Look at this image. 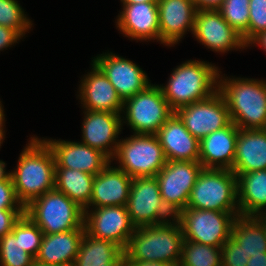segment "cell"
I'll list each match as a JSON object with an SVG mask.
<instances>
[{
	"label": "cell",
	"mask_w": 266,
	"mask_h": 266,
	"mask_svg": "<svg viewBox=\"0 0 266 266\" xmlns=\"http://www.w3.org/2000/svg\"><path fill=\"white\" fill-rule=\"evenodd\" d=\"M246 266H266V253L250 257Z\"/></svg>",
	"instance_id": "43"
},
{
	"label": "cell",
	"mask_w": 266,
	"mask_h": 266,
	"mask_svg": "<svg viewBox=\"0 0 266 266\" xmlns=\"http://www.w3.org/2000/svg\"><path fill=\"white\" fill-rule=\"evenodd\" d=\"M93 58L92 61L102 70L123 102L152 84L138 64L116 53L103 52Z\"/></svg>",
	"instance_id": "15"
},
{
	"label": "cell",
	"mask_w": 266,
	"mask_h": 266,
	"mask_svg": "<svg viewBox=\"0 0 266 266\" xmlns=\"http://www.w3.org/2000/svg\"><path fill=\"white\" fill-rule=\"evenodd\" d=\"M35 258L20 244V219L11 233L0 238V266H34Z\"/></svg>",
	"instance_id": "30"
},
{
	"label": "cell",
	"mask_w": 266,
	"mask_h": 266,
	"mask_svg": "<svg viewBox=\"0 0 266 266\" xmlns=\"http://www.w3.org/2000/svg\"><path fill=\"white\" fill-rule=\"evenodd\" d=\"M95 175L66 167H55V189L84 210L89 206Z\"/></svg>",
	"instance_id": "29"
},
{
	"label": "cell",
	"mask_w": 266,
	"mask_h": 266,
	"mask_svg": "<svg viewBox=\"0 0 266 266\" xmlns=\"http://www.w3.org/2000/svg\"><path fill=\"white\" fill-rule=\"evenodd\" d=\"M175 113L199 141L231 123L225 100L218 91L205 100L178 108Z\"/></svg>",
	"instance_id": "12"
},
{
	"label": "cell",
	"mask_w": 266,
	"mask_h": 266,
	"mask_svg": "<svg viewBox=\"0 0 266 266\" xmlns=\"http://www.w3.org/2000/svg\"><path fill=\"white\" fill-rule=\"evenodd\" d=\"M224 0H193L197 10L217 9Z\"/></svg>",
	"instance_id": "41"
},
{
	"label": "cell",
	"mask_w": 266,
	"mask_h": 266,
	"mask_svg": "<svg viewBox=\"0 0 266 266\" xmlns=\"http://www.w3.org/2000/svg\"><path fill=\"white\" fill-rule=\"evenodd\" d=\"M240 213L185 208L175 218L182 228L184 240L222 248L231 237V228Z\"/></svg>",
	"instance_id": "9"
},
{
	"label": "cell",
	"mask_w": 266,
	"mask_h": 266,
	"mask_svg": "<svg viewBox=\"0 0 266 266\" xmlns=\"http://www.w3.org/2000/svg\"><path fill=\"white\" fill-rule=\"evenodd\" d=\"M116 18V28L124 37L136 42H160L159 11L157 2L122 4Z\"/></svg>",
	"instance_id": "17"
},
{
	"label": "cell",
	"mask_w": 266,
	"mask_h": 266,
	"mask_svg": "<svg viewBox=\"0 0 266 266\" xmlns=\"http://www.w3.org/2000/svg\"><path fill=\"white\" fill-rule=\"evenodd\" d=\"M220 69L211 62L187 60L171 71L166 85L160 84L169 106L178 108L205 100L218 90Z\"/></svg>",
	"instance_id": "4"
},
{
	"label": "cell",
	"mask_w": 266,
	"mask_h": 266,
	"mask_svg": "<svg viewBox=\"0 0 266 266\" xmlns=\"http://www.w3.org/2000/svg\"><path fill=\"white\" fill-rule=\"evenodd\" d=\"M84 227L85 232L90 236L112 241L123 250L135 231L126 205L86 208Z\"/></svg>",
	"instance_id": "13"
},
{
	"label": "cell",
	"mask_w": 266,
	"mask_h": 266,
	"mask_svg": "<svg viewBox=\"0 0 266 266\" xmlns=\"http://www.w3.org/2000/svg\"><path fill=\"white\" fill-rule=\"evenodd\" d=\"M202 169L199 161H167L155 176L163 202L175 217L187 208L192 188Z\"/></svg>",
	"instance_id": "11"
},
{
	"label": "cell",
	"mask_w": 266,
	"mask_h": 266,
	"mask_svg": "<svg viewBox=\"0 0 266 266\" xmlns=\"http://www.w3.org/2000/svg\"><path fill=\"white\" fill-rule=\"evenodd\" d=\"M34 266H58V265H50V264L34 263Z\"/></svg>",
	"instance_id": "48"
},
{
	"label": "cell",
	"mask_w": 266,
	"mask_h": 266,
	"mask_svg": "<svg viewBox=\"0 0 266 266\" xmlns=\"http://www.w3.org/2000/svg\"><path fill=\"white\" fill-rule=\"evenodd\" d=\"M91 70L81 77L77 99L87 111L122 113L123 100L102 70L91 61Z\"/></svg>",
	"instance_id": "18"
},
{
	"label": "cell",
	"mask_w": 266,
	"mask_h": 266,
	"mask_svg": "<svg viewBox=\"0 0 266 266\" xmlns=\"http://www.w3.org/2000/svg\"><path fill=\"white\" fill-rule=\"evenodd\" d=\"M167 161H199L200 141L174 112L157 132Z\"/></svg>",
	"instance_id": "21"
},
{
	"label": "cell",
	"mask_w": 266,
	"mask_h": 266,
	"mask_svg": "<svg viewBox=\"0 0 266 266\" xmlns=\"http://www.w3.org/2000/svg\"><path fill=\"white\" fill-rule=\"evenodd\" d=\"M2 101L0 100V132H5V114H4V106L1 103Z\"/></svg>",
	"instance_id": "45"
},
{
	"label": "cell",
	"mask_w": 266,
	"mask_h": 266,
	"mask_svg": "<svg viewBox=\"0 0 266 266\" xmlns=\"http://www.w3.org/2000/svg\"><path fill=\"white\" fill-rule=\"evenodd\" d=\"M158 0H120L122 4H135L142 2H157Z\"/></svg>",
	"instance_id": "46"
},
{
	"label": "cell",
	"mask_w": 266,
	"mask_h": 266,
	"mask_svg": "<svg viewBox=\"0 0 266 266\" xmlns=\"http://www.w3.org/2000/svg\"><path fill=\"white\" fill-rule=\"evenodd\" d=\"M5 134L6 132H0V148L3 145V141L5 140V136H6Z\"/></svg>",
	"instance_id": "47"
},
{
	"label": "cell",
	"mask_w": 266,
	"mask_h": 266,
	"mask_svg": "<svg viewBox=\"0 0 266 266\" xmlns=\"http://www.w3.org/2000/svg\"><path fill=\"white\" fill-rule=\"evenodd\" d=\"M123 256V249L114 242L84 232L73 266H121Z\"/></svg>",
	"instance_id": "27"
},
{
	"label": "cell",
	"mask_w": 266,
	"mask_h": 266,
	"mask_svg": "<svg viewBox=\"0 0 266 266\" xmlns=\"http://www.w3.org/2000/svg\"><path fill=\"white\" fill-rule=\"evenodd\" d=\"M121 266H174V265L158 261H129L123 256L121 261Z\"/></svg>",
	"instance_id": "40"
},
{
	"label": "cell",
	"mask_w": 266,
	"mask_h": 266,
	"mask_svg": "<svg viewBox=\"0 0 266 266\" xmlns=\"http://www.w3.org/2000/svg\"><path fill=\"white\" fill-rule=\"evenodd\" d=\"M55 167L50 147L41 137L31 136L18 157L16 168L12 170L13 186L24 207L54 189Z\"/></svg>",
	"instance_id": "1"
},
{
	"label": "cell",
	"mask_w": 266,
	"mask_h": 266,
	"mask_svg": "<svg viewBox=\"0 0 266 266\" xmlns=\"http://www.w3.org/2000/svg\"><path fill=\"white\" fill-rule=\"evenodd\" d=\"M231 238L249 257L266 253L264 215L236 217L231 228Z\"/></svg>",
	"instance_id": "28"
},
{
	"label": "cell",
	"mask_w": 266,
	"mask_h": 266,
	"mask_svg": "<svg viewBox=\"0 0 266 266\" xmlns=\"http://www.w3.org/2000/svg\"><path fill=\"white\" fill-rule=\"evenodd\" d=\"M42 139L52 150L56 167H66L97 175L111 161L101 151L87 146L80 141L73 142L44 137Z\"/></svg>",
	"instance_id": "19"
},
{
	"label": "cell",
	"mask_w": 266,
	"mask_h": 266,
	"mask_svg": "<svg viewBox=\"0 0 266 266\" xmlns=\"http://www.w3.org/2000/svg\"><path fill=\"white\" fill-rule=\"evenodd\" d=\"M112 161L132 178L155 177L167 162L156 134H133L120 139Z\"/></svg>",
	"instance_id": "7"
},
{
	"label": "cell",
	"mask_w": 266,
	"mask_h": 266,
	"mask_svg": "<svg viewBox=\"0 0 266 266\" xmlns=\"http://www.w3.org/2000/svg\"><path fill=\"white\" fill-rule=\"evenodd\" d=\"M25 209L18 200L12 181H0V210Z\"/></svg>",
	"instance_id": "37"
},
{
	"label": "cell",
	"mask_w": 266,
	"mask_h": 266,
	"mask_svg": "<svg viewBox=\"0 0 266 266\" xmlns=\"http://www.w3.org/2000/svg\"><path fill=\"white\" fill-rule=\"evenodd\" d=\"M183 232L179 221L135 227L124 257L129 261H158L179 266L182 256Z\"/></svg>",
	"instance_id": "3"
},
{
	"label": "cell",
	"mask_w": 266,
	"mask_h": 266,
	"mask_svg": "<svg viewBox=\"0 0 266 266\" xmlns=\"http://www.w3.org/2000/svg\"><path fill=\"white\" fill-rule=\"evenodd\" d=\"M237 178V200L240 216L266 214V169L234 173Z\"/></svg>",
	"instance_id": "26"
},
{
	"label": "cell",
	"mask_w": 266,
	"mask_h": 266,
	"mask_svg": "<svg viewBox=\"0 0 266 266\" xmlns=\"http://www.w3.org/2000/svg\"><path fill=\"white\" fill-rule=\"evenodd\" d=\"M18 0H0V25L15 30L22 38L32 29L33 21Z\"/></svg>",
	"instance_id": "33"
},
{
	"label": "cell",
	"mask_w": 266,
	"mask_h": 266,
	"mask_svg": "<svg viewBox=\"0 0 266 266\" xmlns=\"http://www.w3.org/2000/svg\"><path fill=\"white\" fill-rule=\"evenodd\" d=\"M264 228H265V235H266V214H264Z\"/></svg>",
	"instance_id": "49"
},
{
	"label": "cell",
	"mask_w": 266,
	"mask_h": 266,
	"mask_svg": "<svg viewBox=\"0 0 266 266\" xmlns=\"http://www.w3.org/2000/svg\"><path fill=\"white\" fill-rule=\"evenodd\" d=\"M85 229L44 234L35 263L73 266Z\"/></svg>",
	"instance_id": "24"
},
{
	"label": "cell",
	"mask_w": 266,
	"mask_h": 266,
	"mask_svg": "<svg viewBox=\"0 0 266 266\" xmlns=\"http://www.w3.org/2000/svg\"><path fill=\"white\" fill-rule=\"evenodd\" d=\"M192 35L215 53L247 49L242 36L221 16L217 9L197 10Z\"/></svg>",
	"instance_id": "14"
},
{
	"label": "cell",
	"mask_w": 266,
	"mask_h": 266,
	"mask_svg": "<svg viewBox=\"0 0 266 266\" xmlns=\"http://www.w3.org/2000/svg\"><path fill=\"white\" fill-rule=\"evenodd\" d=\"M249 1L224 0L217 8L229 25L242 36L246 45L248 44Z\"/></svg>",
	"instance_id": "32"
},
{
	"label": "cell",
	"mask_w": 266,
	"mask_h": 266,
	"mask_svg": "<svg viewBox=\"0 0 266 266\" xmlns=\"http://www.w3.org/2000/svg\"><path fill=\"white\" fill-rule=\"evenodd\" d=\"M187 208L240 213L234 172L228 169L203 168L192 188Z\"/></svg>",
	"instance_id": "6"
},
{
	"label": "cell",
	"mask_w": 266,
	"mask_h": 266,
	"mask_svg": "<svg viewBox=\"0 0 266 266\" xmlns=\"http://www.w3.org/2000/svg\"><path fill=\"white\" fill-rule=\"evenodd\" d=\"M22 37L13 29L0 25V51L19 43Z\"/></svg>",
	"instance_id": "39"
},
{
	"label": "cell",
	"mask_w": 266,
	"mask_h": 266,
	"mask_svg": "<svg viewBox=\"0 0 266 266\" xmlns=\"http://www.w3.org/2000/svg\"><path fill=\"white\" fill-rule=\"evenodd\" d=\"M25 213V209L0 210V238L12 232L15 223Z\"/></svg>",
	"instance_id": "38"
},
{
	"label": "cell",
	"mask_w": 266,
	"mask_h": 266,
	"mask_svg": "<svg viewBox=\"0 0 266 266\" xmlns=\"http://www.w3.org/2000/svg\"><path fill=\"white\" fill-rule=\"evenodd\" d=\"M174 112L159 84L152 83L124 101L121 117L122 123L129 126L132 134H157Z\"/></svg>",
	"instance_id": "8"
},
{
	"label": "cell",
	"mask_w": 266,
	"mask_h": 266,
	"mask_svg": "<svg viewBox=\"0 0 266 266\" xmlns=\"http://www.w3.org/2000/svg\"><path fill=\"white\" fill-rule=\"evenodd\" d=\"M249 258L231 237L222 246L221 266H246Z\"/></svg>",
	"instance_id": "36"
},
{
	"label": "cell",
	"mask_w": 266,
	"mask_h": 266,
	"mask_svg": "<svg viewBox=\"0 0 266 266\" xmlns=\"http://www.w3.org/2000/svg\"><path fill=\"white\" fill-rule=\"evenodd\" d=\"M25 214L44 234L85 229L84 209L55 188L31 201Z\"/></svg>",
	"instance_id": "5"
},
{
	"label": "cell",
	"mask_w": 266,
	"mask_h": 266,
	"mask_svg": "<svg viewBox=\"0 0 266 266\" xmlns=\"http://www.w3.org/2000/svg\"><path fill=\"white\" fill-rule=\"evenodd\" d=\"M247 48L252 46H260L266 52V30L255 36L247 45Z\"/></svg>",
	"instance_id": "42"
},
{
	"label": "cell",
	"mask_w": 266,
	"mask_h": 266,
	"mask_svg": "<svg viewBox=\"0 0 266 266\" xmlns=\"http://www.w3.org/2000/svg\"><path fill=\"white\" fill-rule=\"evenodd\" d=\"M239 128L231 122L200 141L199 162L203 168L231 170Z\"/></svg>",
	"instance_id": "23"
},
{
	"label": "cell",
	"mask_w": 266,
	"mask_h": 266,
	"mask_svg": "<svg viewBox=\"0 0 266 266\" xmlns=\"http://www.w3.org/2000/svg\"><path fill=\"white\" fill-rule=\"evenodd\" d=\"M126 206L135 227L162 224L175 218L163 202L156 177L132 178Z\"/></svg>",
	"instance_id": "10"
},
{
	"label": "cell",
	"mask_w": 266,
	"mask_h": 266,
	"mask_svg": "<svg viewBox=\"0 0 266 266\" xmlns=\"http://www.w3.org/2000/svg\"><path fill=\"white\" fill-rule=\"evenodd\" d=\"M112 163L95 175L87 208L127 205L132 177Z\"/></svg>",
	"instance_id": "22"
},
{
	"label": "cell",
	"mask_w": 266,
	"mask_h": 266,
	"mask_svg": "<svg viewBox=\"0 0 266 266\" xmlns=\"http://www.w3.org/2000/svg\"><path fill=\"white\" fill-rule=\"evenodd\" d=\"M83 113L81 143L101 151L112 161L124 125L122 114L87 110H83Z\"/></svg>",
	"instance_id": "16"
},
{
	"label": "cell",
	"mask_w": 266,
	"mask_h": 266,
	"mask_svg": "<svg viewBox=\"0 0 266 266\" xmlns=\"http://www.w3.org/2000/svg\"><path fill=\"white\" fill-rule=\"evenodd\" d=\"M218 74V92L231 122L239 129H263L266 124V80Z\"/></svg>",
	"instance_id": "2"
},
{
	"label": "cell",
	"mask_w": 266,
	"mask_h": 266,
	"mask_svg": "<svg viewBox=\"0 0 266 266\" xmlns=\"http://www.w3.org/2000/svg\"><path fill=\"white\" fill-rule=\"evenodd\" d=\"M160 43L174 47L192 34L197 8L193 0H158Z\"/></svg>",
	"instance_id": "20"
},
{
	"label": "cell",
	"mask_w": 266,
	"mask_h": 266,
	"mask_svg": "<svg viewBox=\"0 0 266 266\" xmlns=\"http://www.w3.org/2000/svg\"><path fill=\"white\" fill-rule=\"evenodd\" d=\"M266 30V0L249 1L248 43Z\"/></svg>",
	"instance_id": "35"
},
{
	"label": "cell",
	"mask_w": 266,
	"mask_h": 266,
	"mask_svg": "<svg viewBox=\"0 0 266 266\" xmlns=\"http://www.w3.org/2000/svg\"><path fill=\"white\" fill-rule=\"evenodd\" d=\"M43 236V231L24 213L20 218V244L34 258L39 252Z\"/></svg>",
	"instance_id": "34"
},
{
	"label": "cell",
	"mask_w": 266,
	"mask_h": 266,
	"mask_svg": "<svg viewBox=\"0 0 266 266\" xmlns=\"http://www.w3.org/2000/svg\"><path fill=\"white\" fill-rule=\"evenodd\" d=\"M6 163L0 160V181H12L13 171L6 172Z\"/></svg>",
	"instance_id": "44"
},
{
	"label": "cell",
	"mask_w": 266,
	"mask_h": 266,
	"mask_svg": "<svg viewBox=\"0 0 266 266\" xmlns=\"http://www.w3.org/2000/svg\"><path fill=\"white\" fill-rule=\"evenodd\" d=\"M266 169V132L263 129H239L232 171L247 173Z\"/></svg>",
	"instance_id": "25"
},
{
	"label": "cell",
	"mask_w": 266,
	"mask_h": 266,
	"mask_svg": "<svg viewBox=\"0 0 266 266\" xmlns=\"http://www.w3.org/2000/svg\"><path fill=\"white\" fill-rule=\"evenodd\" d=\"M222 248L183 241L179 266H221Z\"/></svg>",
	"instance_id": "31"
}]
</instances>
